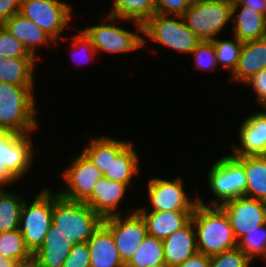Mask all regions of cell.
Listing matches in <instances>:
<instances>
[{"instance_id": "obj_1", "label": "cell", "mask_w": 266, "mask_h": 267, "mask_svg": "<svg viewBox=\"0 0 266 267\" xmlns=\"http://www.w3.org/2000/svg\"><path fill=\"white\" fill-rule=\"evenodd\" d=\"M36 86L0 82V131L24 135L40 129Z\"/></svg>"}, {"instance_id": "obj_2", "label": "cell", "mask_w": 266, "mask_h": 267, "mask_svg": "<svg viewBox=\"0 0 266 267\" xmlns=\"http://www.w3.org/2000/svg\"><path fill=\"white\" fill-rule=\"evenodd\" d=\"M99 22L93 25H86L82 30L91 39L98 57L106 53L109 54H129L144 49L143 47V25L129 20H123L103 12L98 13ZM123 21V22H122ZM129 23L135 28L119 26ZM130 28V29H129ZM136 30V31H134Z\"/></svg>"}, {"instance_id": "obj_3", "label": "cell", "mask_w": 266, "mask_h": 267, "mask_svg": "<svg viewBox=\"0 0 266 267\" xmlns=\"http://www.w3.org/2000/svg\"><path fill=\"white\" fill-rule=\"evenodd\" d=\"M191 220L198 252L213 256L237 247L238 241L229 219L220 206H209L198 202Z\"/></svg>"}, {"instance_id": "obj_4", "label": "cell", "mask_w": 266, "mask_h": 267, "mask_svg": "<svg viewBox=\"0 0 266 267\" xmlns=\"http://www.w3.org/2000/svg\"><path fill=\"white\" fill-rule=\"evenodd\" d=\"M34 134H16L0 131V188L18 185V182L31 177L30 170L36 162ZM35 144V145H34ZM36 148V149H35Z\"/></svg>"}, {"instance_id": "obj_5", "label": "cell", "mask_w": 266, "mask_h": 267, "mask_svg": "<svg viewBox=\"0 0 266 267\" xmlns=\"http://www.w3.org/2000/svg\"><path fill=\"white\" fill-rule=\"evenodd\" d=\"M208 173V174H207ZM206 182L210 198L198 194V202L209 206H220L227 201L245 196L247 179L243 165L230 153L222 154L209 166ZM209 200V202H208ZM206 201V202H205Z\"/></svg>"}, {"instance_id": "obj_6", "label": "cell", "mask_w": 266, "mask_h": 267, "mask_svg": "<svg viewBox=\"0 0 266 267\" xmlns=\"http://www.w3.org/2000/svg\"><path fill=\"white\" fill-rule=\"evenodd\" d=\"M103 220L86 203L65 199L53 190L52 225L73 244L88 242Z\"/></svg>"}, {"instance_id": "obj_7", "label": "cell", "mask_w": 266, "mask_h": 267, "mask_svg": "<svg viewBox=\"0 0 266 267\" xmlns=\"http://www.w3.org/2000/svg\"><path fill=\"white\" fill-rule=\"evenodd\" d=\"M182 177H148L147 184L143 185L146 187L144 202L148 204H139L136 211H194L198 204L199 190L195 189L196 193L191 196L192 193L185 189L187 184Z\"/></svg>"}, {"instance_id": "obj_8", "label": "cell", "mask_w": 266, "mask_h": 267, "mask_svg": "<svg viewBox=\"0 0 266 267\" xmlns=\"http://www.w3.org/2000/svg\"><path fill=\"white\" fill-rule=\"evenodd\" d=\"M150 41L190 56L202 40L186 26L182 16L154 13L143 24V47L147 48Z\"/></svg>"}, {"instance_id": "obj_9", "label": "cell", "mask_w": 266, "mask_h": 267, "mask_svg": "<svg viewBox=\"0 0 266 267\" xmlns=\"http://www.w3.org/2000/svg\"><path fill=\"white\" fill-rule=\"evenodd\" d=\"M231 15L232 0H193L182 17L199 39L212 41L231 29Z\"/></svg>"}, {"instance_id": "obj_10", "label": "cell", "mask_w": 266, "mask_h": 267, "mask_svg": "<svg viewBox=\"0 0 266 267\" xmlns=\"http://www.w3.org/2000/svg\"><path fill=\"white\" fill-rule=\"evenodd\" d=\"M33 199L26 198L19 221L26 247L34 254L43 244L45 236L52 225L53 188L43 186L36 191Z\"/></svg>"}, {"instance_id": "obj_11", "label": "cell", "mask_w": 266, "mask_h": 267, "mask_svg": "<svg viewBox=\"0 0 266 267\" xmlns=\"http://www.w3.org/2000/svg\"><path fill=\"white\" fill-rule=\"evenodd\" d=\"M72 6L64 0H22L19 13L58 41L66 36L67 29H74L76 11Z\"/></svg>"}, {"instance_id": "obj_12", "label": "cell", "mask_w": 266, "mask_h": 267, "mask_svg": "<svg viewBox=\"0 0 266 267\" xmlns=\"http://www.w3.org/2000/svg\"><path fill=\"white\" fill-rule=\"evenodd\" d=\"M69 163L60 171L59 179L63 185L58 194L68 200L84 202L93 191V188L103 173L80 151L68 159ZM62 176V177H61ZM66 186H65V185Z\"/></svg>"}, {"instance_id": "obj_13", "label": "cell", "mask_w": 266, "mask_h": 267, "mask_svg": "<svg viewBox=\"0 0 266 267\" xmlns=\"http://www.w3.org/2000/svg\"><path fill=\"white\" fill-rule=\"evenodd\" d=\"M103 225L112 233L124 264L130 260L147 236L145 222L136 210L125 215L104 218Z\"/></svg>"}, {"instance_id": "obj_14", "label": "cell", "mask_w": 266, "mask_h": 267, "mask_svg": "<svg viewBox=\"0 0 266 267\" xmlns=\"http://www.w3.org/2000/svg\"><path fill=\"white\" fill-rule=\"evenodd\" d=\"M130 187L127 184L107 179L105 176L99 178L95 184L92 194L84 201L90 208H92L103 219L127 214L136 210L137 205L132 206L129 204L130 196H127ZM126 199V200H125ZM124 200L129 207L126 208V212L121 207L124 205ZM132 206V207H130ZM128 208V209H127ZM124 212V213H123Z\"/></svg>"}, {"instance_id": "obj_15", "label": "cell", "mask_w": 266, "mask_h": 267, "mask_svg": "<svg viewBox=\"0 0 266 267\" xmlns=\"http://www.w3.org/2000/svg\"><path fill=\"white\" fill-rule=\"evenodd\" d=\"M246 116L236 130L238 141L230 143L228 153L234 157L266 155V108L258 107Z\"/></svg>"}, {"instance_id": "obj_16", "label": "cell", "mask_w": 266, "mask_h": 267, "mask_svg": "<svg viewBox=\"0 0 266 267\" xmlns=\"http://www.w3.org/2000/svg\"><path fill=\"white\" fill-rule=\"evenodd\" d=\"M220 207L227 215L237 241L266 223V202L255 198L240 196Z\"/></svg>"}, {"instance_id": "obj_17", "label": "cell", "mask_w": 266, "mask_h": 267, "mask_svg": "<svg viewBox=\"0 0 266 267\" xmlns=\"http://www.w3.org/2000/svg\"><path fill=\"white\" fill-rule=\"evenodd\" d=\"M3 26L39 61L42 59L38 54L39 49L56 46V41L47 32L20 13L13 15Z\"/></svg>"}, {"instance_id": "obj_18", "label": "cell", "mask_w": 266, "mask_h": 267, "mask_svg": "<svg viewBox=\"0 0 266 267\" xmlns=\"http://www.w3.org/2000/svg\"><path fill=\"white\" fill-rule=\"evenodd\" d=\"M134 143L131 141L119 154H109L108 171L103 174L109 180L127 184L131 190L135 187L133 183L137 184L143 164Z\"/></svg>"}, {"instance_id": "obj_19", "label": "cell", "mask_w": 266, "mask_h": 267, "mask_svg": "<svg viewBox=\"0 0 266 267\" xmlns=\"http://www.w3.org/2000/svg\"><path fill=\"white\" fill-rule=\"evenodd\" d=\"M230 35L241 42L266 37V16L245 5H232Z\"/></svg>"}, {"instance_id": "obj_20", "label": "cell", "mask_w": 266, "mask_h": 267, "mask_svg": "<svg viewBox=\"0 0 266 267\" xmlns=\"http://www.w3.org/2000/svg\"><path fill=\"white\" fill-rule=\"evenodd\" d=\"M266 68V37L254 41L243 42L238 65L228 78L241 86L252 76Z\"/></svg>"}, {"instance_id": "obj_21", "label": "cell", "mask_w": 266, "mask_h": 267, "mask_svg": "<svg viewBox=\"0 0 266 267\" xmlns=\"http://www.w3.org/2000/svg\"><path fill=\"white\" fill-rule=\"evenodd\" d=\"M163 252L167 267H177L198 252L192 220L163 240Z\"/></svg>"}, {"instance_id": "obj_22", "label": "cell", "mask_w": 266, "mask_h": 267, "mask_svg": "<svg viewBox=\"0 0 266 267\" xmlns=\"http://www.w3.org/2000/svg\"><path fill=\"white\" fill-rule=\"evenodd\" d=\"M143 218L147 235L165 240L184 227L194 211H137Z\"/></svg>"}, {"instance_id": "obj_23", "label": "cell", "mask_w": 266, "mask_h": 267, "mask_svg": "<svg viewBox=\"0 0 266 267\" xmlns=\"http://www.w3.org/2000/svg\"><path fill=\"white\" fill-rule=\"evenodd\" d=\"M73 243L51 225L42 246L33 254L39 267H63Z\"/></svg>"}, {"instance_id": "obj_24", "label": "cell", "mask_w": 266, "mask_h": 267, "mask_svg": "<svg viewBox=\"0 0 266 267\" xmlns=\"http://www.w3.org/2000/svg\"><path fill=\"white\" fill-rule=\"evenodd\" d=\"M90 267H125L112 233L102 224L89 238Z\"/></svg>"}, {"instance_id": "obj_25", "label": "cell", "mask_w": 266, "mask_h": 267, "mask_svg": "<svg viewBox=\"0 0 266 267\" xmlns=\"http://www.w3.org/2000/svg\"><path fill=\"white\" fill-rule=\"evenodd\" d=\"M39 60L35 57L0 56V82L12 85H37L35 79Z\"/></svg>"}, {"instance_id": "obj_26", "label": "cell", "mask_w": 266, "mask_h": 267, "mask_svg": "<svg viewBox=\"0 0 266 267\" xmlns=\"http://www.w3.org/2000/svg\"><path fill=\"white\" fill-rule=\"evenodd\" d=\"M82 152L104 174L108 171L109 154H119L132 140L118 139L107 134L90 135ZM88 143V145H87Z\"/></svg>"}, {"instance_id": "obj_27", "label": "cell", "mask_w": 266, "mask_h": 267, "mask_svg": "<svg viewBox=\"0 0 266 267\" xmlns=\"http://www.w3.org/2000/svg\"><path fill=\"white\" fill-rule=\"evenodd\" d=\"M235 158L245 169V196L266 202V155Z\"/></svg>"}, {"instance_id": "obj_28", "label": "cell", "mask_w": 266, "mask_h": 267, "mask_svg": "<svg viewBox=\"0 0 266 267\" xmlns=\"http://www.w3.org/2000/svg\"><path fill=\"white\" fill-rule=\"evenodd\" d=\"M111 8L101 10L103 13L123 19L137 22L143 25L154 13V0H111Z\"/></svg>"}, {"instance_id": "obj_29", "label": "cell", "mask_w": 266, "mask_h": 267, "mask_svg": "<svg viewBox=\"0 0 266 267\" xmlns=\"http://www.w3.org/2000/svg\"><path fill=\"white\" fill-rule=\"evenodd\" d=\"M13 189L0 188V233L19 228L22 205L26 197L16 193L15 187Z\"/></svg>"}, {"instance_id": "obj_30", "label": "cell", "mask_w": 266, "mask_h": 267, "mask_svg": "<svg viewBox=\"0 0 266 267\" xmlns=\"http://www.w3.org/2000/svg\"><path fill=\"white\" fill-rule=\"evenodd\" d=\"M166 266L163 252V240L147 235L140 247L125 264V267Z\"/></svg>"}, {"instance_id": "obj_31", "label": "cell", "mask_w": 266, "mask_h": 267, "mask_svg": "<svg viewBox=\"0 0 266 267\" xmlns=\"http://www.w3.org/2000/svg\"><path fill=\"white\" fill-rule=\"evenodd\" d=\"M231 36V39L225 36H222V39L221 36H219L211 41L214 45L217 65L219 69L221 68L223 71L226 70L229 73V77L234 73L238 65L240 51L243 44V42L234 35Z\"/></svg>"}, {"instance_id": "obj_32", "label": "cell", "mask_w": 266, "mask_h": 267, "mask_svg": "<svg viewBox=\"0 0 266 267\" xmlns=\"http://www.w3.org/2000/svg\"><path fill=\"white\" fill-rule=\"evenodd\" d=\"M76 29L78 32H74V34L71 35L70 37L65 36L63 39L56 41L55 47H57L61 43L63 44V42L65 43V41L66 43L70 41L68 42L70 44L68 45V47L70 49L69 53L70 55H72L70 56L72 58L71 60L75 64L73 65V67L74 68L77 67V69H79L81 68L80 65L87 60H88L87 63L91 61L94 64L95 61L94 59L98 56L95 48L93 47L91 39L85 34V32L81 28L80 29L76 28ZM84 57L85 59H83Z\"/></svg>"}, {"instance_id": "obj_33", "label": "cell", "mask_w": 266, "mask_h": 267, "mask_svg": "<svg viewBox=\"0 0 266 267\" xmlns=\"http://www.w3.org/2000/svg\"><path fill=\"white\" fill-rule=\"evenodd\" d=\"M0 255L16 262L33 257L19 228L0 233Z\"/></svg>"}, {"instance_id": "obj_34", "label": "cell", "mask_w": 266, "mask_h": 267, "mask_svg": "<svg viewBox=\"0 0 266 267\" xmlns=\"http://www.w3.org/2000/svg\"><path fill=\"white\" fill-rule=\"evenodd\" d=\"M253 262L266 264V223L244 235L237 245Z\"/></svg>"}, {"instance_id": "obj_35", "label": "cell", "mask_w": 266, "mask_h": 267, "mask_svg": "<svg viewBox=\"0 0 266 267\" xmlns=\"http://www.w3.org/2000/svg\"><path fill=\"white\" fill-rule=\"evenodd\" d=\"M193 58V69L195 71L215 72L219 69L217 65L214 45L211 41H201L190 54Z\"/></svg>"}, {"instance_id": "obj_36", "label": "cell", "mask_w": 266, "mask_h": 267, "mask_svg": "<svg viewBox=\"0 0 266 267\" xmlns=\"http://www.w3.org/2000/svg\"><path fill=\"white\" fill-rule=\"evenodd\" d=\"M254 263V264H253ZM253 267V262L238 246L210 256L209 267Z\"/></svg>"}, {"instance_id": "obj_37", "label": "cell", "mask_w": 266, "mask_h": 267, "mask_svg": "<svg viewBox=\"0 0 266 267\" xmlns=\"http://www.w3.org/2000/svg\"><path fill=\"white\" fill-rule=\"evenodd\" d=\"M0 56L5 58L34 57L27 51L23 43L12 36L3 25H0Z\"/></svg>"}, {"instance_id": "obj_38", "label": "cell", "mask_w": 266, "mask_h": 267, "mask_svg": "<svg viewBox=\"0 0 266 267\" xmlns=\"http://www.w3.org/2000/svg\"><path fill=\"white\" fill-rule=\"evenodd\" d=\"M90 251L87 242L73 244L63 267H90Z\"/></svg>"}, {"instance_id": "obj_39", "label": "cell", "mask_w": 266, "mask_h": 267, "mask_svg": "<svg viewBox=\"0 0 266 267\" xmlns=\"http://www.w3.org/2000/svg\"><path fill=\"white\" fill-rule=\"evenodd\" d=\"M242 87L251 88L257 106L266 108V68L252 76Z\"/></svg>"}, {"instance_id": "obj_40", "label": "cell", "mask_w": 266, "mask_h": 267, "mask_svg": "<svg viewBox=\"0 0 266 267\" xmlns=\"http://www.w3.org/2000/svg\"><path fill=\"white\" fill-rule=\"evenodd\" d=\"M155 13L182 16L193 0H154Z\"/></svg>"}, {"instance_id": "obj_41", "label": "cell", "mask_w": 266, "mask_h": 267, "mask_svg": "<svg viewBox=\"0 0 266 267\" xmlns=\"http://www.w3.org/2000/svg\"><path fill=\"white\" fill-rule=\"evenodd\" d=\"M22 0H0V25L20 12Z\"/></svg>"}, {"instance_id": "obj_42", "label": "cell", "mask_w": 266, "mask_h": 267, "mask_svg": "<svg viewBox=\"0 0 266 267\" xmlns=\"http://www.w3.org/2000/svg\"><path fill=\"white\" fill-rule=\"evenodd\" d=\"M210 256L196 252L177 267H209Z\"/></svg>"}, {"instance_id": "obj_43", "label": "cell", "mask_w": 266, "mask_h": 267, "mask_svg": "<svg viewBox=\"0 0 266 267\" xmlns=\"http://www.w3.org/2000/svg\"><path fill=\"white\" fill-rule=\"evenodd\" d=\"M232 5L250 6L266 16V0H232Z\"/></svg>"}, {"instance_id": "obj_44", "label": "cell", "mask_w": 266, "mask_h": 267, "mask_svg": "<svg viewBox=\"0 0 266 267\" xmlns=\"http://www.w3.org/2000/svg\"><path fill=\"white\" fill-rule=\"evenodd\" d=\"M13 267H39L35 257L15 262Z\"/></svg>"}, {"instance_id": "obj_45", "label": "cell", "mask_w": 266, "mask_h": 267, "mask_svg": "<svg viewBox=\"0 0 266 267\" xmlns=\"http://www.w3.org/2000/svg\"><path fill=\"white\" fill-rule=\"evenodd\" d=\"M16 261L0 255V267H13Z\"/></svg>"}]
</instances>
